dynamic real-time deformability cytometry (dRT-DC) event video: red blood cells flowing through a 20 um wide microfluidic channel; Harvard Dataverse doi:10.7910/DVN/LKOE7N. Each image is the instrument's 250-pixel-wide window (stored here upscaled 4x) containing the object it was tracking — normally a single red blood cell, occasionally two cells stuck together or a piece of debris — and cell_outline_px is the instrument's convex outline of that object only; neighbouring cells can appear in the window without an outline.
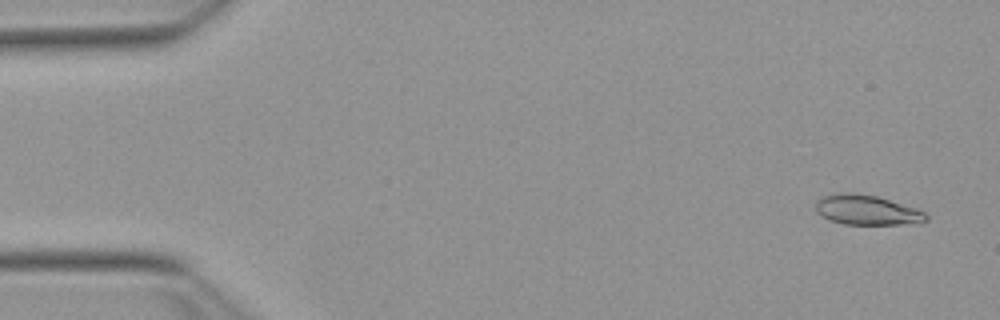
{"species": "Egyptian fruit bat (a non-hibernating species)", "species_latin": "Rousettus aegyptiacus", "temperature_condition": "warm", "stored_images_in_passage": 53, "camera_frame_rate_fps": 3000, "um_per_image_px": 0.085, "animal": {"sex": "female"}, "frame": {"image": 1, "passage_image": 3, "time_ms": 0.667, "image_size_px": [1000, 320], "cell_outline_px": [[928, 220], [920, 224], [844, 224], [832, 220], [816, 212], [816, 204], [820, 196], [848, 192], [876, 196], [916, 208], [924, 212], [928, 216]], "centroid_in_image_um": [73.73, 17.86], "position_along_channel_um": 11.3, "area_um2": 19.07}}
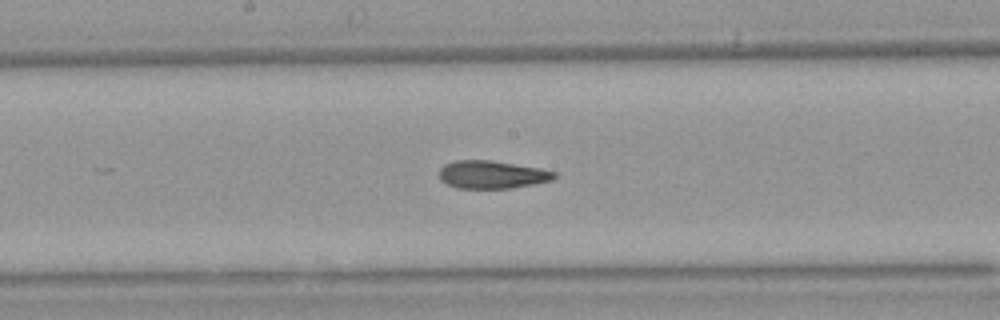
{"frame": {"image": 2, "passage_image": 28, "time_ms": 9.0, "image_size_px": [1000, 320], "cell_outline_px": [[556, 176], [552, 180], [532, 184], [508, 188], [456, 188], [440, 180], [440, 168], [444, 164], [456, 160], [492, 160], [540, 168], [556, 172]], "centroid_in_image_um": [41.8, 14.83], "position_along_channel_um": 206.4, "area_um2": 18.61}}
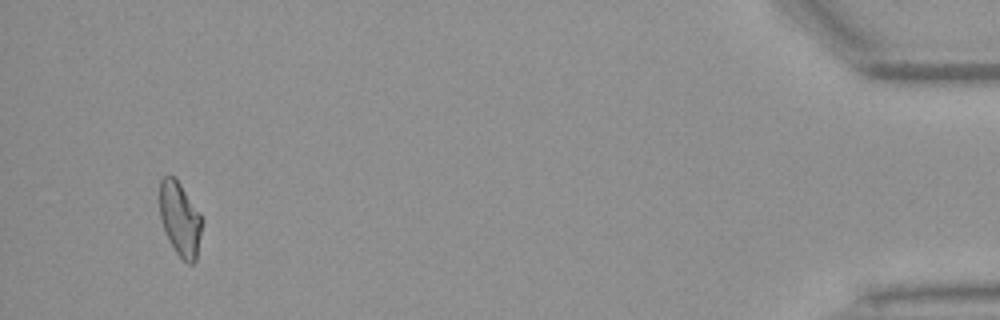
{"frame": {"image": 3, "passage_image": 51, "time_ms": 16.667, "image_size_px": [1000, 320], "cell_outline_px": [[200, 232], [196, 260], [192, 264], [188, 264], [176, 252], [164, 228], [160, 216], [160, 180], [164, 176], [172, 176], [180, 184], [200, 212]], "centroid_in_image_um": [15.29, 18.6], "position_along_channel_um": 419.9, "area_um2": 17.57}, "authors_computed_cell_mechanics": {"area_um2": 19.074, "velocity_mm_per_s": 3.8391, "shape_relaxation_time_tau1_ms": null, "shape_relaxation_time_tau2_ms": 2.7908, "deformation_change_tau1": null, "deformation_change_tau2": 0.1027}}